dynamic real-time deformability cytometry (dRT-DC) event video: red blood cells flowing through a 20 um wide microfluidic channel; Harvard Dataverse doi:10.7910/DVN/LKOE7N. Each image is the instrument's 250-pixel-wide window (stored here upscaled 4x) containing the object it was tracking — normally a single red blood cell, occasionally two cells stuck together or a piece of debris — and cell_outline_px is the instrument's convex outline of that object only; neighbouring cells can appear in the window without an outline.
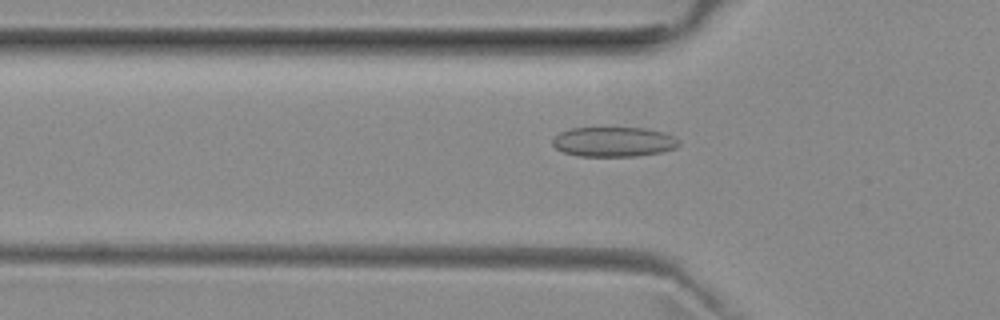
{"species": "common noctule bat (a hibernating species)", "species_latin": "Nyctalus noctula", "temperature_condition": "room temperature", "stored_images_in_passage": 50, "camera_frame_rate_fps": 3000, "um_per_image_px": 0.085, "animal": {"sex": "female", "body_mass_g": 29.2, "forearm_length_mm": 56.3}, "frame": {"image": 1, "passage_image": 15, "time_ms": 4.667, "image_size_px": [1000, 320], "cell_outline_px": [[680, 144], [676, 148], [660, 152], [636, 156], [580, 156], [564, 152], [556, 148], [552, 144], [552, 140], [560, 132], [572, 128], [648, 128], [664, 132], [680, 140]], "centroid_in_image_um": [52.19, 12.05], "position_along_channel_um": 73.6, "area_um2": 21.91}}
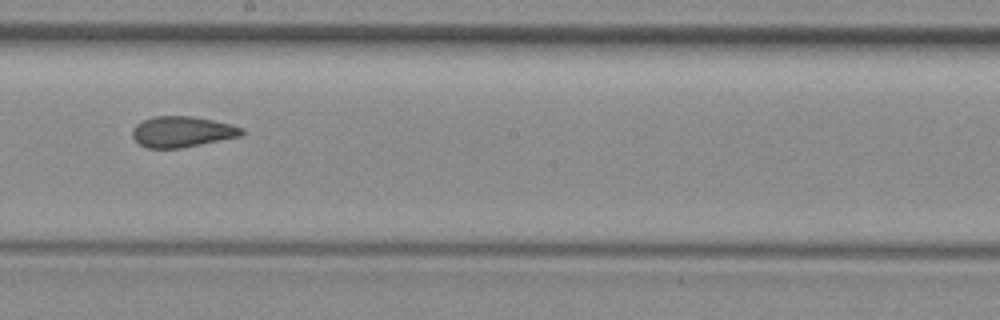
{"frame": {"image": 2, "passage_image": 27, "time_ms": 8.667, "image_size_px": [1000, 320], "cell_outline_px": [[244, 132], [240, 136], [180, 148], [148, 148], [140, 144], [132, 136], [132, 128], [136, 124], [152, 116], [192, 116], [232, 124], [244, 128]], "centroid_in_image_um": [15.47, 11.19], "position_along_channel_um": 232.7, "area_um2": 19.54}}
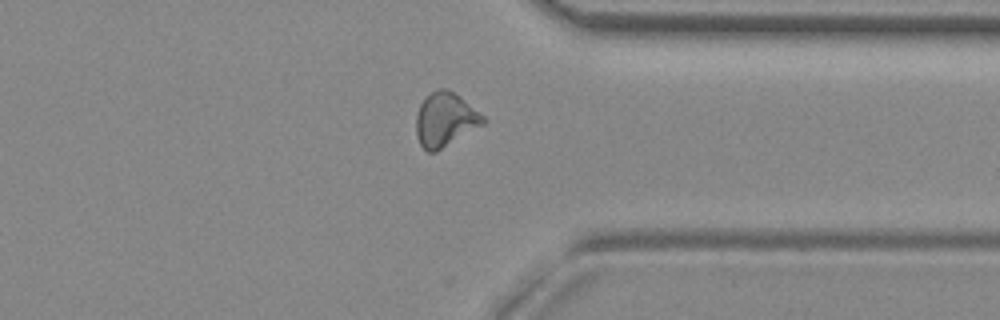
{"frame": {"image": 3, "passage_image": 38, "time_ms": 12.333, "image_size_px": [1000, 320], "cell_outline_px": [[488, 120], [484, 124], [436, 152], [428, 152], [420, 144], [416, 136], [416, 116], [420, 104], [436, 88], [448, 88], [460, 96], [480, 112]], "centroid_in_image_um": [37.85, 10.16], "position_along_channel_um": 373.5, "area_um2": 21.15}, "authors_computed_cell_mechanics": {"area_um2": 20.5479, "velocity_mm_per_s": 3.9646, "shape_relaxation_time_tau1_ms": null, "shape_relaxation_time_tau2_ms": 1.6878, "deformation_change_tau1": null, "deformation_change_tau2": 0.0856}}